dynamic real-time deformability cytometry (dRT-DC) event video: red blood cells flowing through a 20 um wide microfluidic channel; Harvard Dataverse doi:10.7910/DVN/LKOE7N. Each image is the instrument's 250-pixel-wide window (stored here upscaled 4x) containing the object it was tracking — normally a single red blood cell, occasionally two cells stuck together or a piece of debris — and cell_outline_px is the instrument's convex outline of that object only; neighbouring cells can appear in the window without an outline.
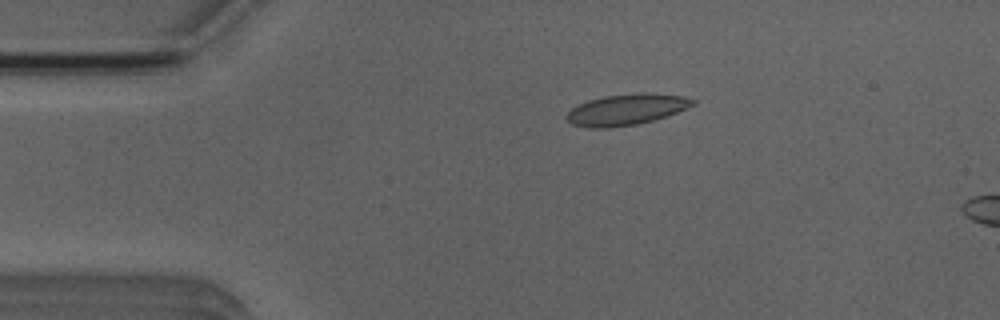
{"species": "Egyptian fruit bat (a non-hibernating species)", "species_latin": "Rousettus aegyptiacus", "temperature_condition": "room temperature", "stored_images_in_passage": 3, "camera_frame_rate_fps": 3000, "um_per_image_px": 0.085, "animal": {"sex": "male"}, "frame": {"image": 1, "passage_image": 1, "time_ms": 0.0, "image_size_px": [1000, 320], "cell_outline_px": [[696, 104], [668, 116], [636, 124], [608, 128], [588, 128], [572, 124], [564, 116], [576, 104], [588, 100], [604, 96], [636, 92], [644, 92], [684, 96], [696, 100]], "centroid_in_image_um": [53.24, 9.3], "position_along_channel_um": 31.8, "area_um2": 23.06}}